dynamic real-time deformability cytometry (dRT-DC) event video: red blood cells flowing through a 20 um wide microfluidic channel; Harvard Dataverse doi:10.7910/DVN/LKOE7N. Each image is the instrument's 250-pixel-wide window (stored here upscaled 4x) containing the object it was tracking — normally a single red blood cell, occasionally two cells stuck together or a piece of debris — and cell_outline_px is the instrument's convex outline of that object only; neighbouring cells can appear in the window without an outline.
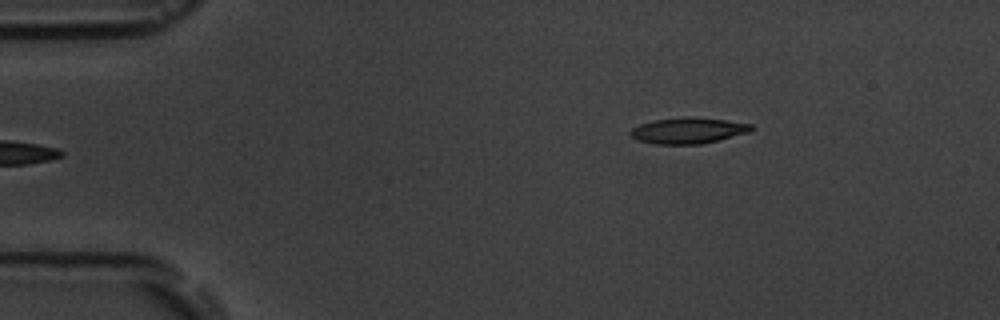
{"species": "common noctule bat (a hibernating species)", "species_latin": "Nyctalus noctula", "temperature_condition": "room temperature", "stored_images_in_passage": 5, "camera_frame_rate_fps": 3000, "um_per_image_px": 0.085, "animal": {"sex": "male", "body_mass_g": 19.5, "forearm_length_mm": 54.6}, "frame": {"image": 1, "passage_image": 5, "time_ms": 4.333, "image_size_px": [1000, 320], "cell_outline_px": [[756, 128], [752, 132], [720, 140], [700, 144], [656, 144], [640, 140], [632, 136], [628, 132], [632, 128], [640, 124], [652, 120], [688, 116], [724, 120], [752, 124]], "centroid_in_image_um": [58.55, 11.09], "position_along_channel_um": 26.5, "area_um2": 18.44}}